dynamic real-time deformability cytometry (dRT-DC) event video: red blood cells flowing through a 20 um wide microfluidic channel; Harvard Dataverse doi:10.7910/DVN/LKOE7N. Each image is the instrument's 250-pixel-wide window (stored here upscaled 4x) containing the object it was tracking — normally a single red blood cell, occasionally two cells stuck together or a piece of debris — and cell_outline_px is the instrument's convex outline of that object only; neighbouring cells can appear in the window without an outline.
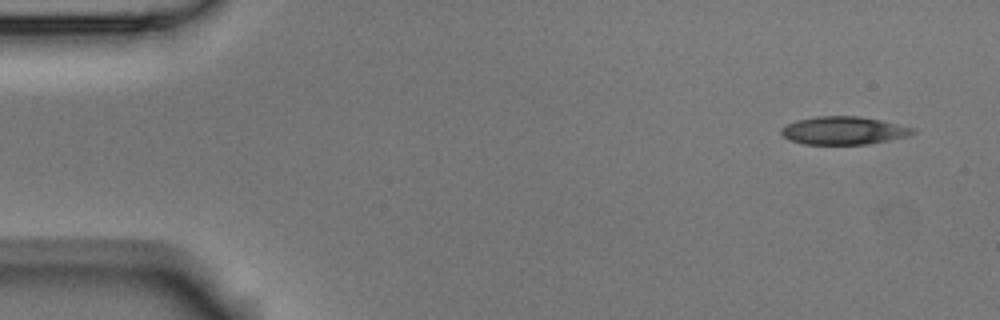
{"species": "Egyptian fruit bat (a non-hibernating species)", "species_latin": "Rousettus aegyptiacus", "temperature_condition": "room temperature", "stored_images_in_passage": 7, "camera_frame_rate_fps": 3000, "um_per_image_px": 0.085, "animal": {"sex": "male"}, "frame": {"image": 1, "passage_image": 1, "time_ms": 0.0, "image_size_px": [1000, 320], "cell_outline_px": [[916, 132], [908, 136], [868, 144], [804, 144], [788, 140], [780, 132], [780, 128], [796, 120], [816, 116], [860, 116], [880, 120], [916, 128]], "centroid_in_image_um": [71.7, 11.09], "position_along_channel_um": 13.3, "area_um2": 21.5}}
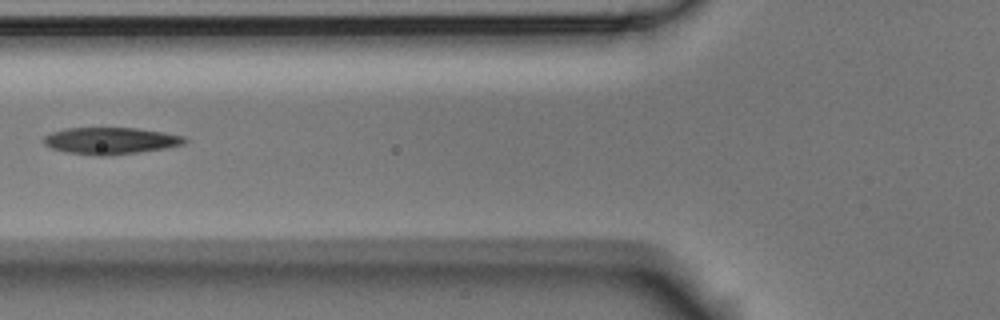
{"frame": {"image": 2, "passage_image": 6, "time_ms": 1.667, "image_size_px": [1000, 320], "cell_outline_px": [[188, 140], [184, 144], [164, 148], [136, 152], [104, 156], [96, 156], [68, 152], [52, 148], [44, 144], [44, 136], [52, 132], [64, 128], [136, 128], [164, 132], [184, 136]], "centroid_in_image_um": [9.4, 11.96], "position_along_channel_um": 116.4, "area_um2": 21.85}}
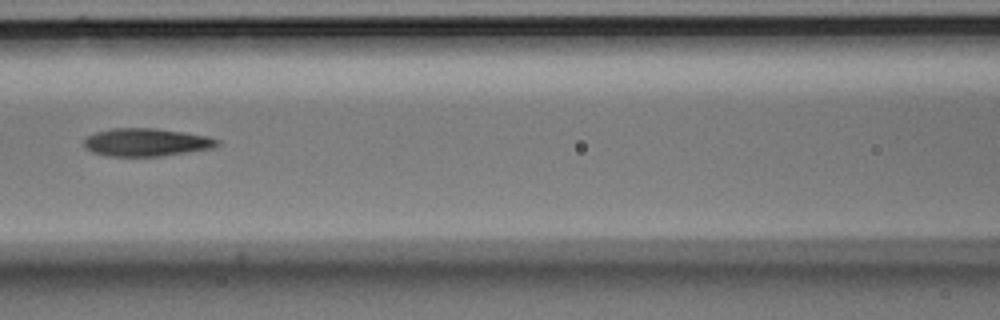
{"frame": {"image": 3, "passage_image": 7, "time_ms": 2.0, "image_size_px": [1000, 320], "cell_outline_px": [[220, 144], [212, 148], [164, 156], [108, 156], [92, 152], [84, 148], [84, 140], [88, 136], [96, 132], [112, 128], [156, 128], [184, 132], [204, 136], [220, 140]], "centroid_in_image_um": [12.42, 12.1], "position_along_channel_um": 154.2, "area_um2": 21.68}}